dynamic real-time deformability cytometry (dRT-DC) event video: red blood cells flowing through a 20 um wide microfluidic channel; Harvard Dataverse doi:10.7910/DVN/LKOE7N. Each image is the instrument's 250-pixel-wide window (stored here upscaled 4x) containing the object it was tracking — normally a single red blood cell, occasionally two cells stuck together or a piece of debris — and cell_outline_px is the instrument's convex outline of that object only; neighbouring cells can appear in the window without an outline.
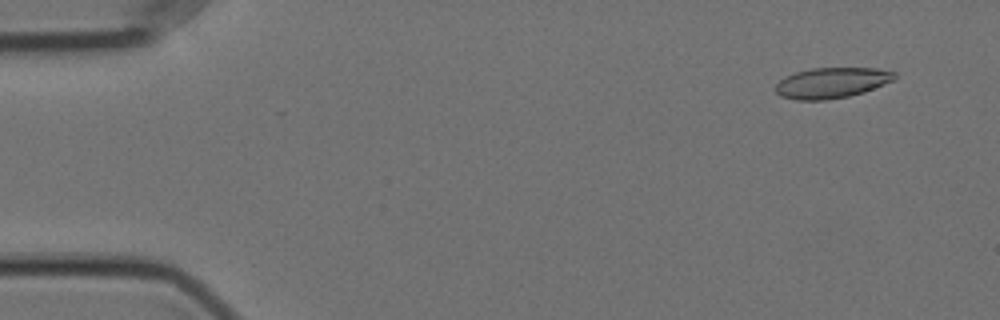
{"species": "Egyptian fruit bat (a non-hibernating species)", "species_latin": "Rousettus aegyptiacus", "temperature_condition": "cold", "stored_images_in_passage": 57, "camera_frame_rate_fps": 3000, "um_per_image_px": 0.085, "animal": {"sex": "female"}, "frame": {"image": 1, "passage_image": 4, "time_ms": 1.0, "image_size_px": [1000, 320], "cell_outline_px": [[896, 80], [864, 92], [848, 96], [824, 100], [796, 100], [780, 96], [776, 92], [776, 84], [784, 76], [796, 72], [812, 68], [876, 68], [896, 72]], "centroid_in_image_um": [70.71, 7.04], "position_along_channel_um": 14.3, "area_um2": 21.33}}
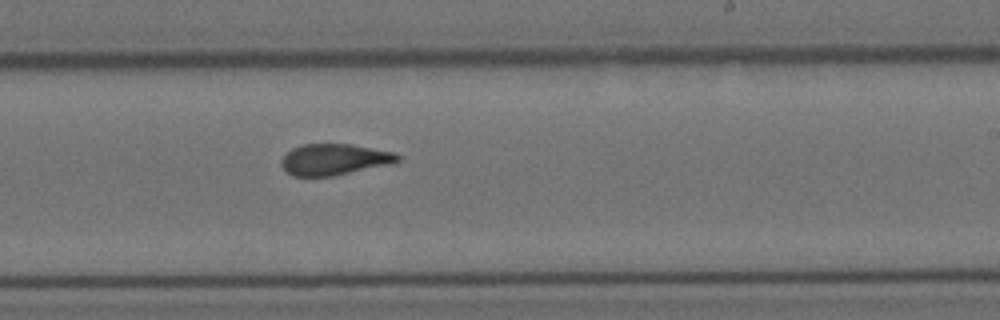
{"frame": {"image": 2, "passage_image": 34, "time_ms": 11.0, "image_size_px": [1000, 320], "cell_outline_px": [[400, 160], [396, 164], [332, 176], [292, 176], [284, 172], [280, 164], [280, 160], [292, 148], [300, 144], [352, 144], [392, 152], [400, 156]], "centroid_in_image_um": [28.41, 13.56], "position_along_channel_um": 260.6, "area_um2": 21.5}}
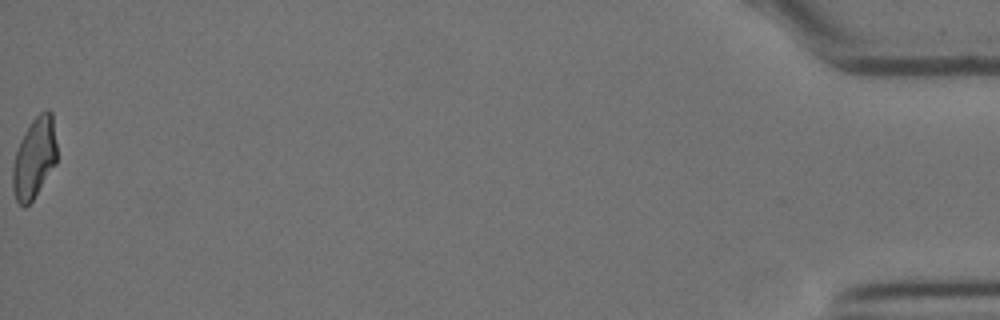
{"frame": {"image": 3, "passage_image": 57, "time_ms": 18.667, "image_size_px": [1000, 320], "cell_outline_px": [[56, 164], [32, 200], [24, 208], [16, 200], [12, 188], [12, 168], [16, 152], [20, 140], [24, 132], [32, 120], [44, 108], [48, 108], [52, 112], [56, 144]], "centroid_in_image_um": [2.91, 13.4], "position_along_channel_um": 432.3, "area_um2": 20.81}, "authors_computed_cell_mechanics": {"area_um2": 21.7328, "velocity_mm_per_s": 3.5476, "shape_relaxation_time_tau1_ms": 7.2979, "shape_relaxation_time_tau2_ms": 1.6876, "deformation_change_tau1": 0.1804, "deformation_change_tau2": 0.0843}}